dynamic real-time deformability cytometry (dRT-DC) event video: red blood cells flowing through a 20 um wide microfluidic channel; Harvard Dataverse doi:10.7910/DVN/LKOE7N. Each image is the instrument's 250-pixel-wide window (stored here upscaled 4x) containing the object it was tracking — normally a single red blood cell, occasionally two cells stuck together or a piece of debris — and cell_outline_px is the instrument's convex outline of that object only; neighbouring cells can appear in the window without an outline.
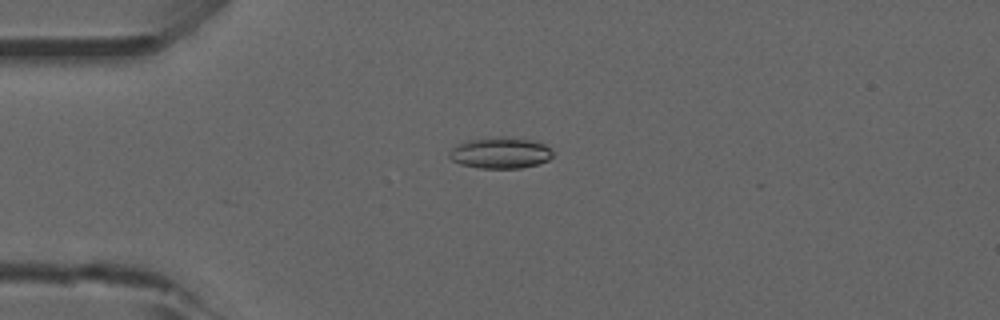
{"species": "common noctule bat (a hibernating species)", "species_latin": "Nyctalus noctula", "temperature_condition": "room temperature", "stored_images_in_passage": 9, "camera_frame_rate_fps": 3000, "um_per_image_px": 0.085, "animal": {"sex": "male", "forearm_length_mm": 52.5}, "frame": {"image": 1, "passage_image": 5, "time_ms": 1.333, "image_size_px": [1000, 320], "cell_outline_px": [[552, 156], [548, 160], [536, 164], [520, 168], [480, 168], [460, 164], [452, 160], [448, 156], [448, 152], [456, 144], [468, 140], [488, 136], [512, 136], [536, 140], [552, 148]], "centroid_in_image_um": [42.52, 12.96], "position_along_channel_um": 42.5, "area_um2": 19.31}}